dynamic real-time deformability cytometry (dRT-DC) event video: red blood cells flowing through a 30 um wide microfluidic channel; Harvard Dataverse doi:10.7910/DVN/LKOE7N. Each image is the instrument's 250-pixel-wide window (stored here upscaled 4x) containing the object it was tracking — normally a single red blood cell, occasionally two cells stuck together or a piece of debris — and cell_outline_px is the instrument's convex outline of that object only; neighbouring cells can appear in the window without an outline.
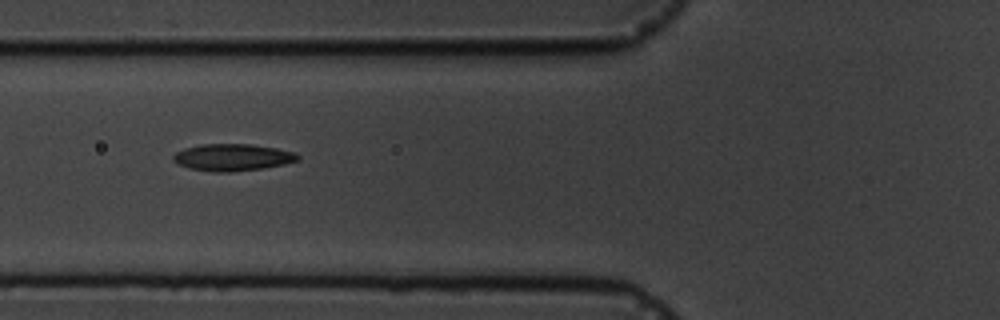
{"species": "common noctule bat (a hibernating species)", "species_latin": "Nyctalus noctula", "temperature_condition": "cold", "stored_images_in_passage": 11, "camera_frame_rate_fps": 3000, "um_per_image_px": 0.085, "animal": {"sex": "male", "body_mass_g": 19.5, "forearm_length_mm": 54.6}, "frame": {"image": 1, "passage_image": 7, "time_ms": 7.0, "image_size_px": [1000, 320], "cell_outline_px": [[300, 160], [284, 164], [260, 168], [228, 172], [216, 172], [188, 168], [172, 160], [172, 156], [176, 152], [184, 148], [200, 144], [248, 144], [276, 148], [296, 152], [300, 156]], "centroid_in_image_um": [19.76, 13.36], "position_along_channel_um": 106.0, "area_um2": 19.48}}
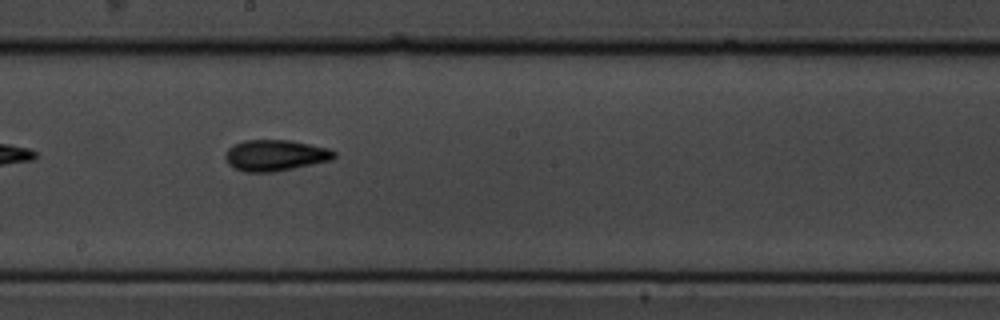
{"frame": {"image": 2, "passage_image": 10, "time_ms": 10.333, "image_size_px": [1000, 320], "cell_outline_px": [[336, 156], [332, 160], [276, 172], [244, 172], [228, 164], [224, 156], [228, 148], [232, 144], [244, 140], [288, 140], [328, 148], [336, 152]], "centroid_in_image_um": [23.38, 13.21], "position_along_channel_um": 224.8, "area_um2": 19.83}}
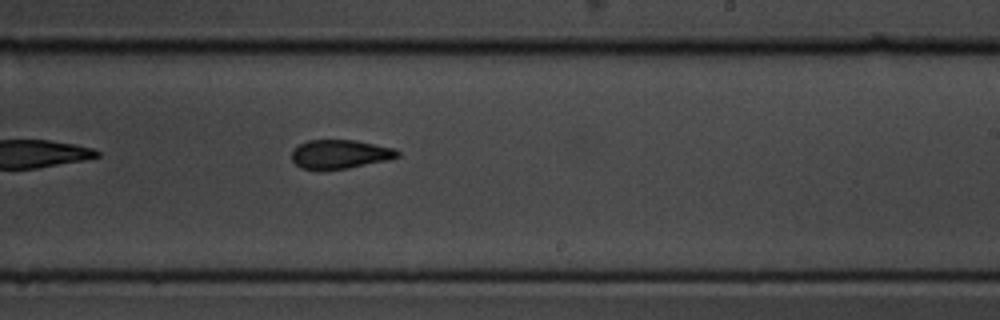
{"frame": {"image": 3, "passage_image": 11, "time_ms": 11.333, "image_size_px": [1000, 320], "cell_outline_px": [[400, 156], [388, 160], [348, 168], [320, 172], [300, 168], [292, 160], [292, 152], [300, 144], [308, 140], [356, 140], [396, 148], [400, 152]], "centroid_in_image_um": [28.91, 13.13], "position_along_channel_um": 260.1, "area_um2": 18.26}}